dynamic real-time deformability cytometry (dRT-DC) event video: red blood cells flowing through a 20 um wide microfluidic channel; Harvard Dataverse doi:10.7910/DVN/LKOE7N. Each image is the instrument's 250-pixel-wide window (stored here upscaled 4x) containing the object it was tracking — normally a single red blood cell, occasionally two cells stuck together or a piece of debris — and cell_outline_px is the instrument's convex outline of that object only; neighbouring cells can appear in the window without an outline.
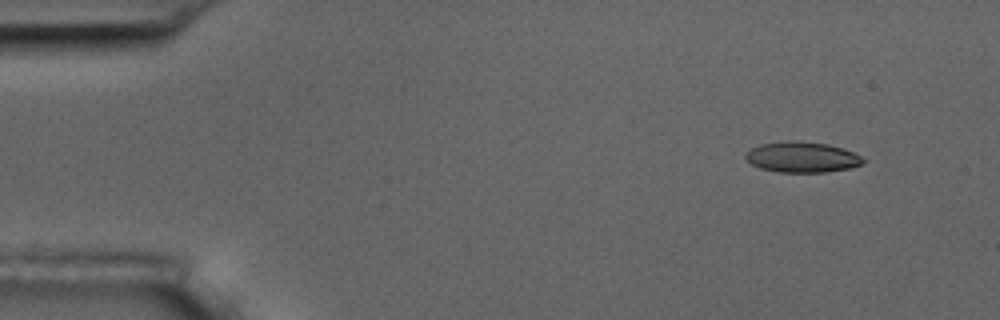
{"species": "common noctule bat (a hibernating species)", "species_latin": "Nyctalus noctula", "temperature_condition": "room temperature", "stored_images_in_passage": 5, "camera_frame_rate_fps": 3000, "um_per_image_px": 0.085, "animal": {"sex": "male", "body_mass_g": 17.5, "forearm_length_mm": 52.3}, "frame": {"image": 1, "passage_image": 1, "time_ms": 0.0, "image_size_px": [1000, 320], "cell_outline_px": [[868, 160], [864, 164], [848, 168], [824, 172], [780, 172], [760, 168], [752, 164], [744, 156], [752, 148], [760, 144], [788, 140], [792, 140], [828, 144], [844, 148]], "centroid_in_image_um": [68.21, 13.35], "position_along_channel_um": 16.8, "area_um2": 20.92}}
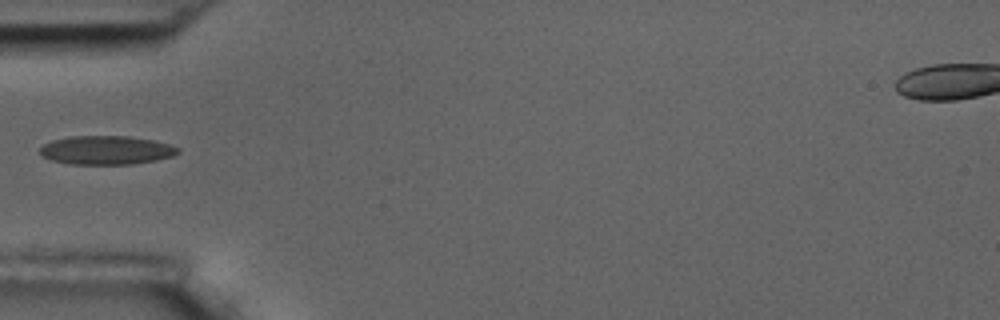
{"frame": {"image": 2, "passage_image": 4, "time_ms": 4.333, "image_size_px": [1000, 320], "cell_outline_px": [[180, 152], [172, 156], [156, 160], [132, 164], [68, 164], [52, 160], [44, 156], [40, 152], [40, 148], [44, 144], [52, 140], [72, 136], [128, 136], [152, 140], [168, 144], [180, 148]], "centroid_in_image_um": [9.04, 12.76], "position_along_channel_um": 76.0, "area_um2": 23.0}}